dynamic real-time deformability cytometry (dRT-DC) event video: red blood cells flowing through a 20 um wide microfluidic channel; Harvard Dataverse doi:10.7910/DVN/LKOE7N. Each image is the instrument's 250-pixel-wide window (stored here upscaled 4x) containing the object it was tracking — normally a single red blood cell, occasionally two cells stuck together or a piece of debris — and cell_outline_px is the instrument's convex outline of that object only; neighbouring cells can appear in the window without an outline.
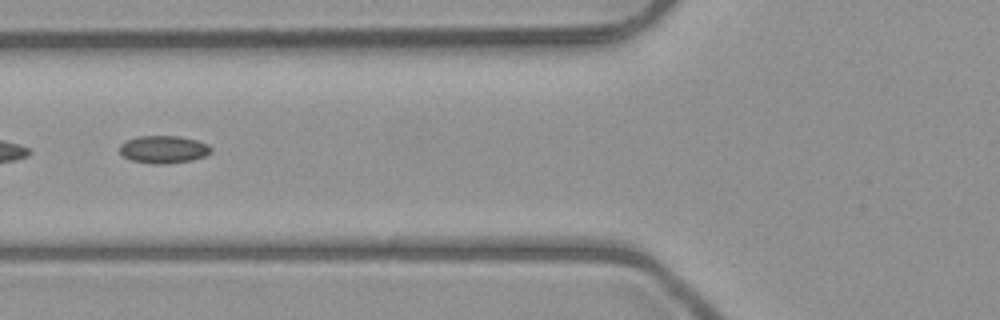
{"species": "common noctule bat (a hibernating species)", "species_latin": "Nyctalus noctula", "temperature_condition": "room temperature", "stored_images_in_passage": 7, "segment_of_instrument_passage": [2, 2], "camera_frame_rate_fps": 3000, "um_per_image_px": 0.085, "animal": {"sex": "male", "body_mass_g": 23.1, "forearm_length_mm": 52.7}, "frame": {"image": 1, "passage_image": 6, "time_ms": 6.0, "image_size_px": [1000, 320], "cell_outline_px": [[212, 152], [204, 156], [192, 160], [164, 164], [152, 164], [132, 160], [124, 156], [120, 152], [120, 144], [136, 136], [180, 136], [196, 140], [208, 144], [212, 148]], "centroid_in_image_um": [13.92, 12.69], "position_along_channel_um": 111.9, "area_um2": 14.68}}
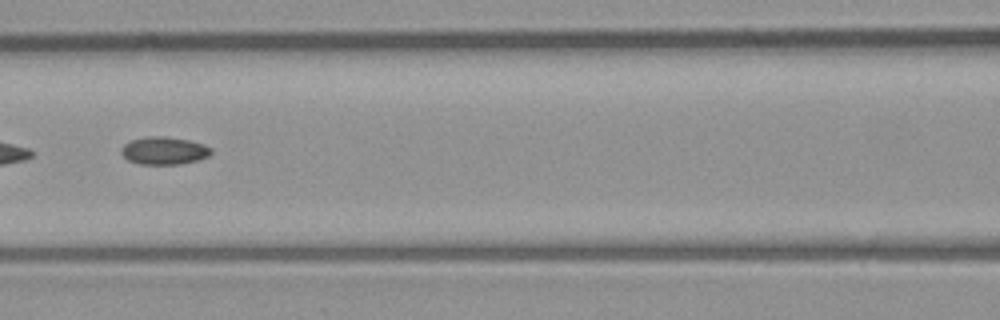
{"frame": {"image": 2, "passage_image": 7, "time_ms": 7.0, "image_size_px": [1000, 320], "cell_outline_px": [[212, 152], [208, 156], [200, 160], [180, 164], [140, 164], [128, 160], [120, 152], [120, 148], [124, 144], [132, 140], [148, 136], [164, 136], [188, 140], [204, 144], [212, 148]], "centroid_in_image_um": [13.96, 12.81], "position_along_channel_um": 152.6, "area_um2": 14.57}}